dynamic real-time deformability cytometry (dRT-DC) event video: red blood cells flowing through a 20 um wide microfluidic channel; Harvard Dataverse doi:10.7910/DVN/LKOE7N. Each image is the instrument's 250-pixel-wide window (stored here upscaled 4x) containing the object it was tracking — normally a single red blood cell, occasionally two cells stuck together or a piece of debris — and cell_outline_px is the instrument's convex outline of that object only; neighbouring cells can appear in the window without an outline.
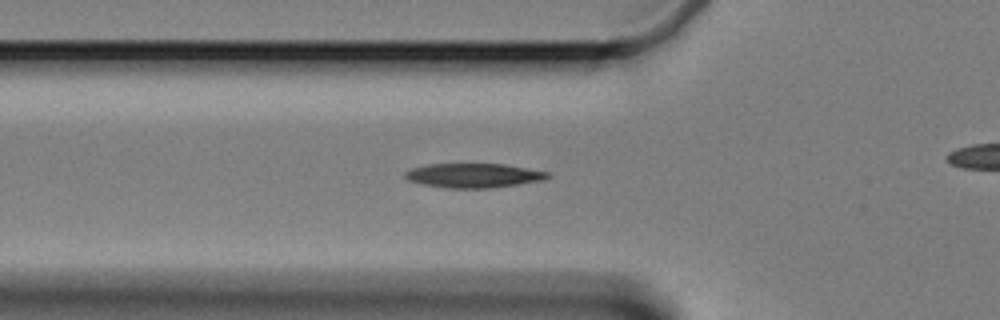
{"species": "Egyptian fruit bat (a non-hibernating species)", "species_latin": "Rousettus aegyptiacus", "temperature_condition": "cold", "stored_images_in_passage": 33, "camera_frame_rate_fps": 3000, "um_per_image_px": 0.085, "animal": {"sex": "female"}, "frame": {"image": 1, "passage_image": 2, "time_ms": 0.333, "image_size_px": [1000, 320], "cell_outline_px": [[552, 176], [544, 180], [492, 188], [448, 188], [420, 184], [408, 180], [404, 176], [404, 172], [412, 168], [428, 164], [504, 164], [548, 172]], "centroid_in_image_um": [40.24, 14.92], "position_along_channel_um": 85.6, "area_um2": 20.23}}
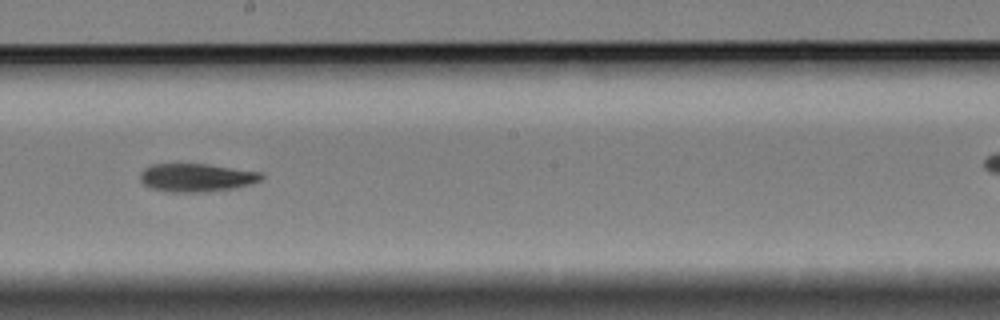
{"frame": {"image": 2, "passage_image": 15, "time_ms": 4.667, "image_size_px": [1000, 320], "cell_outline_px": [[264, 176], [260, 180], [252, 184], [236, 188], [208, 192], [168, 192], [152, 188], [144, 184], [140, 180], [140, 172], [144, 168], [152, 164], [208, 164], [264, 172]], "centroid_in_image_um": [16.74, 15.1], "position_along_channel_um": 231.5, "area_um2": 20.23}}
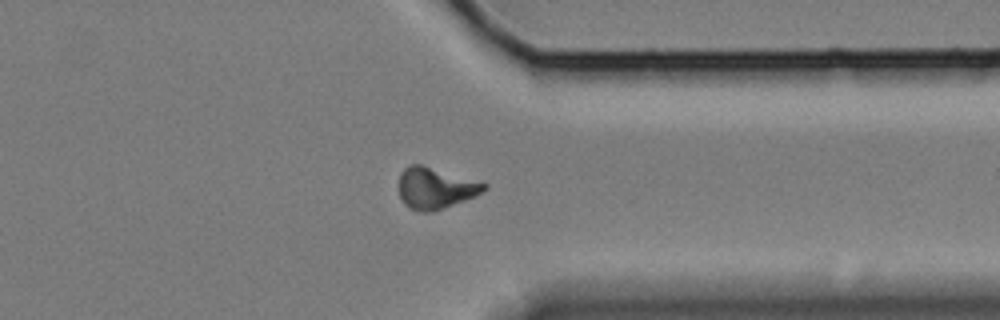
{"frame": {"image": 3, "passage_image": 28, "time_ms": 9.0, "image_size_px": [1000, 320], "cell_outline_px": [[488, 188], [464, 200], [444, 208], [432, 212], [420, 212], [408, 208], [404, 204], [400, 196], [400, 172], [408, 164], [420, 164], [488, 184]], "centroid_in_image_um": [36.96, 16.0], "position_along_channel_um": 374.4, "area_um2": 20.23}}